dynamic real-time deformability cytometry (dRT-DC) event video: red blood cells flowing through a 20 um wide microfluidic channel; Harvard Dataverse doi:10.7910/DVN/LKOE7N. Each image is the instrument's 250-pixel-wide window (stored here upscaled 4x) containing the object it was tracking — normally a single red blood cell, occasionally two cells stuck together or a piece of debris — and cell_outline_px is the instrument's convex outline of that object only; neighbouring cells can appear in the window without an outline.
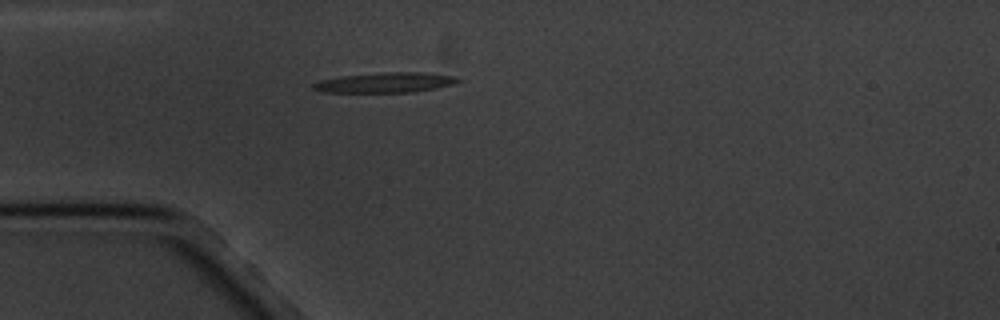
{"species": "common noctule bat (a hibernating species)", "species_latin": "Nyctalus noctula", "temperature_condition": "cold", "stored_images_in_passage": 1, "camera_frame_rate_fps": 3000, "um_per_image_px": 0.085, "animal": {"sex": "male", "body_mass_g": 20.1, "forearm_length_mm": 53.5}, "frame": {"image": 1, "passage_image": 1, "time_ms": 0.0, "image_size_px": [1000, 320], "cell_outline_px": [[464, 80], [452, 84], [436, 88], [412, 92], [320, 92], [312, 88], [312, 84], [320, 80], [340, 76], [384, 72], [424, 72], [456, 76]], "centroid_in_image_um": [32.76, 7.01], "position_along_channel_um": 52.2, "area_um2": 17.05}}